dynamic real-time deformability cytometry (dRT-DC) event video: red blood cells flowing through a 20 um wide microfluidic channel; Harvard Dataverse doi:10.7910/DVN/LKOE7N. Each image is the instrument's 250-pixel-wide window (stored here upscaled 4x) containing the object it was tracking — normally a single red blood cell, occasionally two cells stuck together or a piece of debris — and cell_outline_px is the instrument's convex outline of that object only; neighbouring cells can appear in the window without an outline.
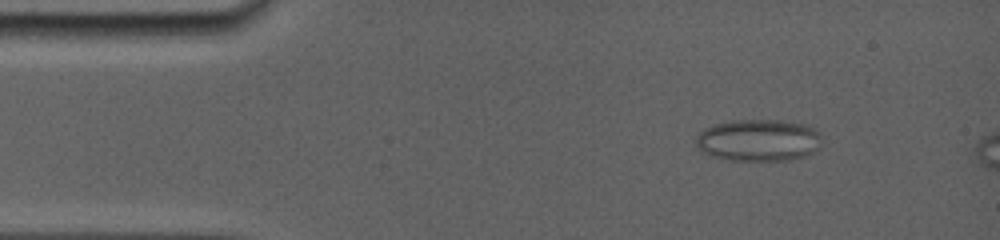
{"species": "common noctule bat (a hibernating species)", "species_latin": "Nyctalus noctula", "temperature_condition": "room temperature", "stored_images_in_passage": 19, "camera_frame_rate_fps": 5000, "um_per_image_px": 0.085, "animal": {"sex": "female", "body_mass_g": 19.0, "forearm_length_mm": 56.7}, "frame": {"image": 1, "passage_image": 11, "time_ms": 2.0, "image_size_px": [1000, 240], "cell_outline_px": [[816, 132], [788, 156], [724, 156], [712, 152], [708, 148], [700, 136], [708, 128], [720, 124], [752, 120], [764, 120], [800, 124]], "centroid_in_image_um": [64.26, 11.75], "position_along_channel_um": 20.7, "area_um2": 23.47}}